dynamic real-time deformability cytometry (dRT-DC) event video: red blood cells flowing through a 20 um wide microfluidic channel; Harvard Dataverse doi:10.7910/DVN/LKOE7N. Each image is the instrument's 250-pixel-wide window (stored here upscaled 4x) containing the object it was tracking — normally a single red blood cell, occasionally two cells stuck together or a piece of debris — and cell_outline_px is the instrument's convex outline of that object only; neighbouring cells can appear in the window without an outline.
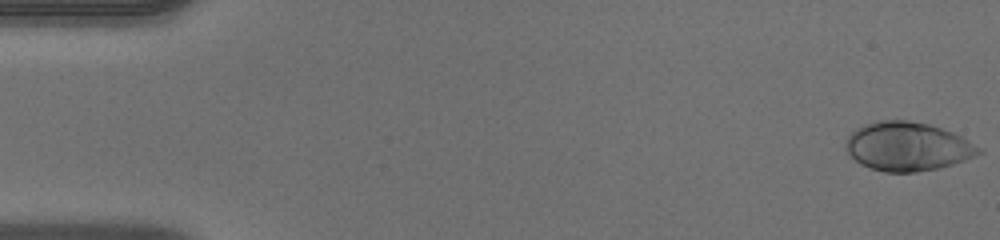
{"species": "human", "species_latin": "Homo sapiens", "temperature_condition": "warm", "stored_images_in_passage": 47, "camera_frame_rate_fps": 3000, "um_per_image_px": 0.085, "donor": {"sex": "male"}, "frame": {"image": 1, "passage_image": 1, "time_ms": 0.0, "image_size_px": [1000, 240], "cell_outline_px": [[984, 152], [964, 160], [940, 168], [916, 172], [884, 172], [860, 164], [844, 148], [844, 144], [848, 136], [856, 128], [864, 124], [880, 120], [908, 120], [928, 124], [952, 132], [960, 136], [980, 148]], "centroid_in_image_um": [77.11, 12.45], "position_along_channel_um": 7.9, "area_um2": 37.63}}
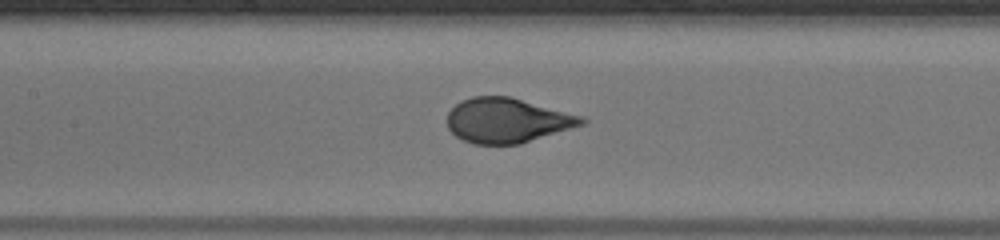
{"frame": {"image": 2, "passage_image": 22, "time_ms": 7.0, "image_size_px": [1000, 240], "cell_outline_px": [[588, 120], [584, 124], [520, 144], [476, 144], [464, 140], [456, 136], [448, 128], [448, 112], [460, 100], [472, 96], [508, 96], [584, 116]], "centroid_in_image_um": [43.12, 10.23], "position_along_channel_um": 164.3, "area_um2": 34.91}}
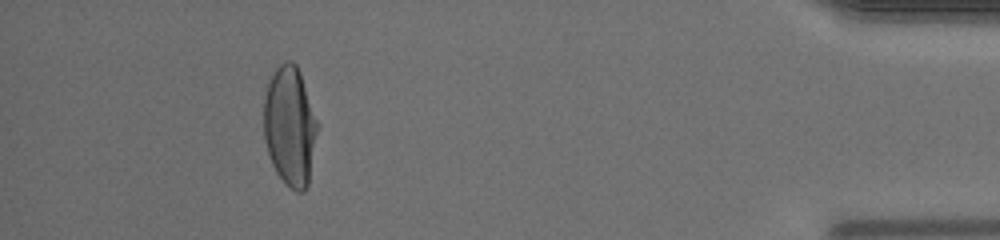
{"frame": {"image": 3, "passage_image": 43, "time_ms": 14.0, "image_size_px": [1000, 240], "cell_outline_px": [[320, 128], [308, 184], [304, 192], [296, 192], [276, 172], [272, 164], [264, 140], [264, 96], [272, 72], [284, 60], [292, 60], [296, 64], [300, 72]], "centroid_in_image_um": [24.66, 10.7], "position_along_channel_um": 410.5, "area_um2": 37.74}}